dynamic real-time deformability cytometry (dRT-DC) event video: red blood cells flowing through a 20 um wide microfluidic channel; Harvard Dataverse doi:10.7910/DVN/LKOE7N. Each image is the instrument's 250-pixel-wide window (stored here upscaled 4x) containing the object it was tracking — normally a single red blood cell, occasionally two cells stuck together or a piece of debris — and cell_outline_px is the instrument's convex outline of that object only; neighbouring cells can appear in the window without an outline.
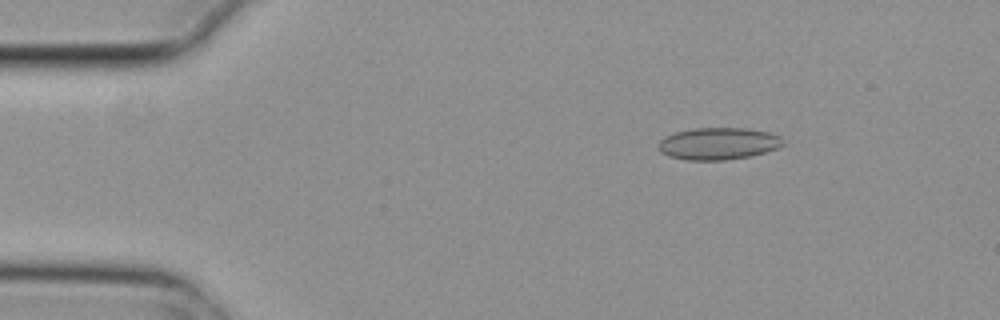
{"species": "common noctule bat (a hibernating species)", "species_latin": "Nyctalus noctula", "temperature_condition": "cold", "stored_images_in_passage": 6, "camera_frame_rate_fps": 3000, "um_per_image_px": 0.085, "animal": {"sex": "female", "body_mass_g": 29.2, "forearm_length_mm": 56.3}, "frame": {"image": 1, "passage_image": 3, "time_ms": 0.667, "image_size_px": [1000, 320], "cell_outline_px": [[784, 144], [776, 148], [764, 152], [748, 156], [724, 160], [688, 160], [668, 156], [660, 152], [656, 144], [664, 136], [676, 132], [696, 128], [748, 128], [768, 132], [780, 136], [784, 140]], "centroid_in_image_um": [61.02, 12.2], "position_along_channel_um": 24.0, "area_um2": 23.29}}
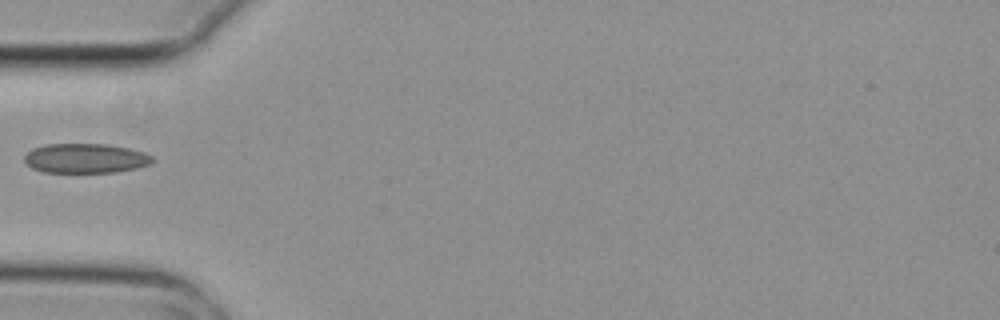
{"frame": {"image": 2, "passage_image": 6, "time_ms": 1.667, "image_size_px": [1000, 320], "cell_outline_px": [[156, 160], [152, 164], [136, 168], [116, 172], [44, 172], [32, 168], [24, 160], [24, 156], [32, 148], [44, 144], [108, 144], [128, 148], [144, 152], [152, 156]], "centroid_in_image_um": [7.3, 13.45], "position_along_channel_um": 77.7, "area_um2": 22.2}}